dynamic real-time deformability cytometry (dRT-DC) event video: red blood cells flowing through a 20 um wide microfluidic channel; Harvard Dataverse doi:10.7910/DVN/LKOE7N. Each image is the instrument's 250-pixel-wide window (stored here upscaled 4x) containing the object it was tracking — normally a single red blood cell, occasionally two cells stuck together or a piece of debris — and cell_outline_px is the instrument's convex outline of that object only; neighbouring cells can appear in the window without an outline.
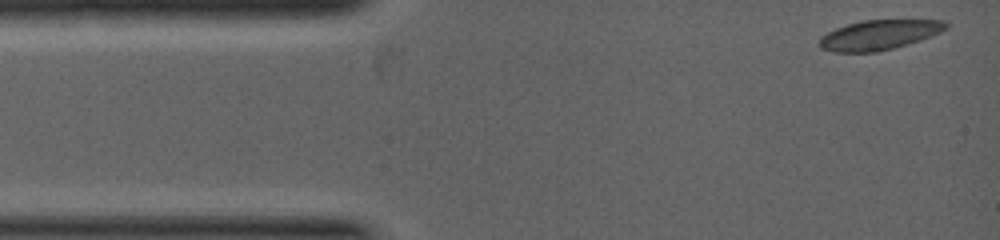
{"species": "common noctule bat (a hibernating species)", "species_latin": "Nyctalus noctula", "temperature_condition": "warm", "stored_images_in_passage": 4, "segment_of_instrument_passage": [1, 2], "camera_frame_rate_fps": 5000, "um_per_image_px": 0.085, "animal": {"sex": "female", "body_mass_g": 19.0, "forearm_length_mm": 53.3}, "frame": {"image": 1, "passage_image": 1, "time_ms": 0.0, "image_size_px": [1000, 240], "cell_outline_px": [[948, 28], [932, 36], [920, 40], [892, 48], [876, 52], [832, 52], [820, 48], [816, 44], [820, 36], [836, 28], [848, 24], [864, 20], [944, 20], [948, 24]], "centroid_in_image_um": [74.68, 2.97], "position_along_channel_um": 10.3, "area_um2": 22.02}}
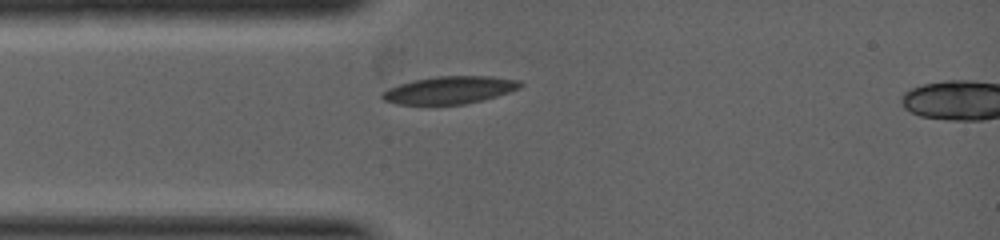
{"frame": {"image": 2, "passage_image": 3, "time_ms": 1.4, "image_size_px": [1000, 240], "cell_outline_px": [[524, 84], [520, 88], [484, 100], [464, 104], [396, 104], [384, 100], [380, 96], [380, 92], [388, 88], [412, 80], [436, 76], [492, 76], [520, 80]], "centroid_in_image_um": [38.21, 7.64], "position_along_channel_um": 46.8, "area_um2": 22.25}}